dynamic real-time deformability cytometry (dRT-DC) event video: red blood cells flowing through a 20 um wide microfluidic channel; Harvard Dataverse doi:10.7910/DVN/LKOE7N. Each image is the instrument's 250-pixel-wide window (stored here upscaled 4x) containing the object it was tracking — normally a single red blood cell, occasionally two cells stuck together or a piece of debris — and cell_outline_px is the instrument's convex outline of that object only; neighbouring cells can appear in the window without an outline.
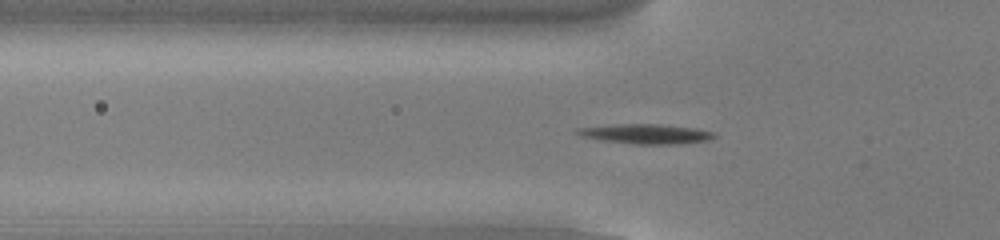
{"species": "common noctule bat (a hibernating species)", "species_latin": "Nyctalus noctula", "temperature_condition": "cold", "stored_images_in_passage": 54, "camera_frame_rate_fps": 3000, "um_per_image_px": 0.085, "animal": {"sex": "male", "body_mass_g": 13.0, "forearm_length_mm": 53.1}, "frame": {"image": 1, "passage_image": 18, "time_ms": 5.667, "image_size_px": [1000, 240], "cell_outline_px": [[716, 136], [708, 140], [684, 144], [632, 144], [600, 140], [580, 136], [572, 132], [576, 128], [620, 124], [660, 124], [696, 128], [716, 132]], "centroid_in_image_um": [54.9, 11.38], "position_along_channel_um": 70.9, "area_um2": 16.01}}
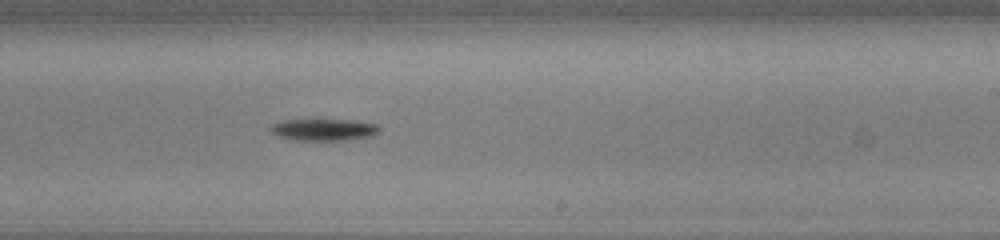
{"frame": {"image": 2, "passage_image": 33, "time_ms": 10.667, "image_size_px": [1000, 240], "cell_outline_px": [[380, 132], [372, 136], [348, 140], [292, 140], [280, 136], [272, 132], [268, 128], [272, 124], [284, 120], [352, 120], [380, 124]], "centroid_in_image_um": [27.58, 11.02], "position_along_channel_um": 261.4, "area_um2": 13.93}}
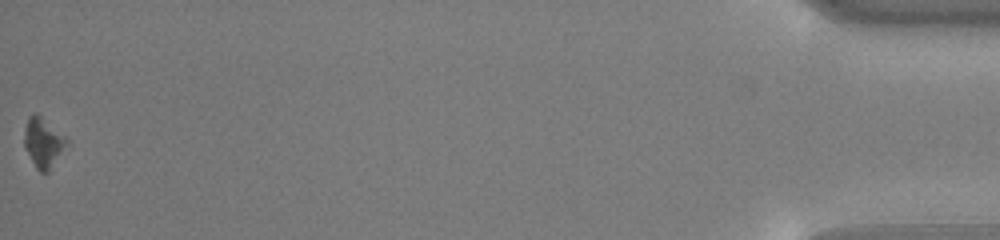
{"frame": {"image": 3, "passage_image": 54, "time_ms": 17.667, "image_size_px": [1000, 240], "cell_outline_px": [[68, 140], [48, 172], [40, 172], [36, 168], [24, 144], [24, 128], [28, 116], [32, 112], [36, 112], [64, 136]], "centroid_in_image_um": [3.62, 12.07], "position_along_channel_um": 431.6, "area_um2": 11.79}, "authors_computed_cell_mechanics": {"area_um2": 13.4385, "velocity_mm_per_s": 3.8272, "shape_relaxation_time_tau1_ms": 5.8808, "shape_relaxation_time_tau2_ms": null, "deformation_change_tau1": 0.1998, "deformation_change_tau2": null}}